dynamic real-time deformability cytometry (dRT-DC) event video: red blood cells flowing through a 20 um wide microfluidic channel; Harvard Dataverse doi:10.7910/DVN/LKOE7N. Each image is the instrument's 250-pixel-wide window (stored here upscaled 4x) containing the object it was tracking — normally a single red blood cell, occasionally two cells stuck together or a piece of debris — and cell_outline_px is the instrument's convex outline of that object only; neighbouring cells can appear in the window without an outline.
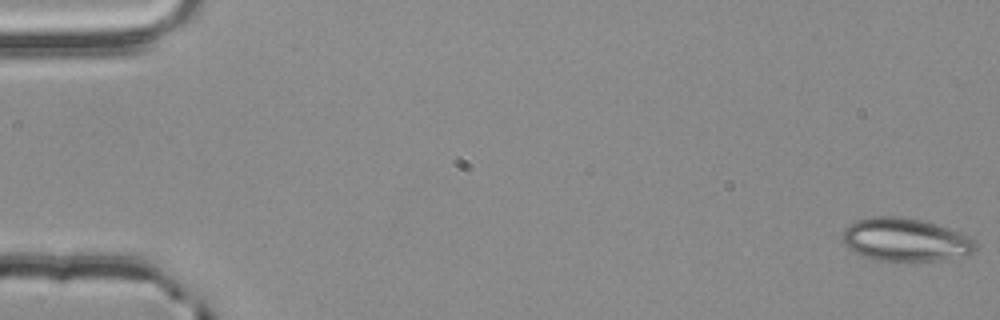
{"species": "common noctule bat (a hibernating species)", "species_latin": "Nyctalus noctula", "temperature_condition": "room temperature", "stored_images_in_passage": 11, "camera_frame_rate_fps": 3000, "um_per_image_px": 0.085, "animal": {"sex": "male", "body_mass_g": 20.4}, "frame": {"image": 1, "passage_image": 1, "time_ms": 0.0, "image_size_px": [1000, 320], "cell_outline_px": [[976, 252], [936, 260], [876, 260], [864, 256], [856, 252], [844, 240], [844, 228], [848, 224], [856, 220], [872, 216], [896, 216], [920, 220], [960, 232], [976, 240]], "centroid_in_image_um": [76.97, 20.36], "position_along_channel_um": 8.0, "area_um2": 32.66}}